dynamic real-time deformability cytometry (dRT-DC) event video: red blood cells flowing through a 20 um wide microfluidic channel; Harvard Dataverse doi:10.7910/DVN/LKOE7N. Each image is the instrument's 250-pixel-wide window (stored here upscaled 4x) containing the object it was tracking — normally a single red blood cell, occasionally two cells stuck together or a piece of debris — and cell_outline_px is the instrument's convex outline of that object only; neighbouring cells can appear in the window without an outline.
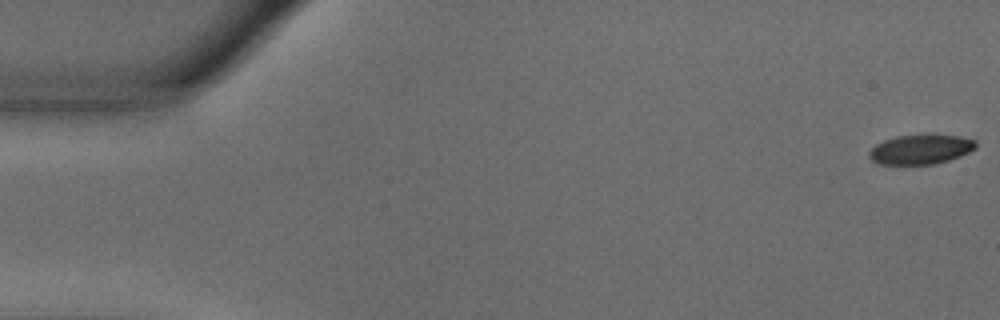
{"species": "common noctule bat (a hibernating species)", "species_latin": "Nyctalus noctula", "temperature_condition": "warm", "stored_images_in_passage": 55, "camera_frame_rate_fps": 3000, "um_per_image_px": 0.085, "animal": {"sex": "male", "body_mass_g": 18.8}, "frame": {"image": 1, "passage_image": 1, "time_ms": 0.0, "image_size_px": [1000, 320], "cell_outline_px": [[976, 148], [960, 156], [948, 160], [932, 164], [880, 164], [872, 160], [868, 156], [868, 152], [876, 144], [884, 140], [896, 136], [928, 132], [960, 136], [976, 140]], "centroid_in_image_um": [78.27, 12.65], "position_along_channel_um": 6.7, "area_um2": 18.9}}
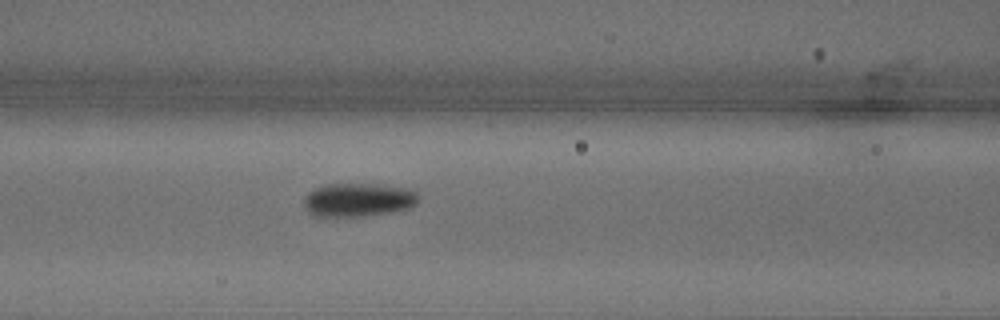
{"frame": {"image": 2, "passage_image": 23, "time_ms": 7.333, "image_size_px": [1000, 320], "cell_outline_px": [[420, 196], [416, 204], [408, 208], [392, 212], [364, 216], [312, 216], [304, 208], [304, 196], [312, 188], [328, 184], [376, 184], [412, 188]], "centroid_in_image_um": [30.45, 16.98], "position_along_channel_um": 136.2, "area_um2": 22.77}}
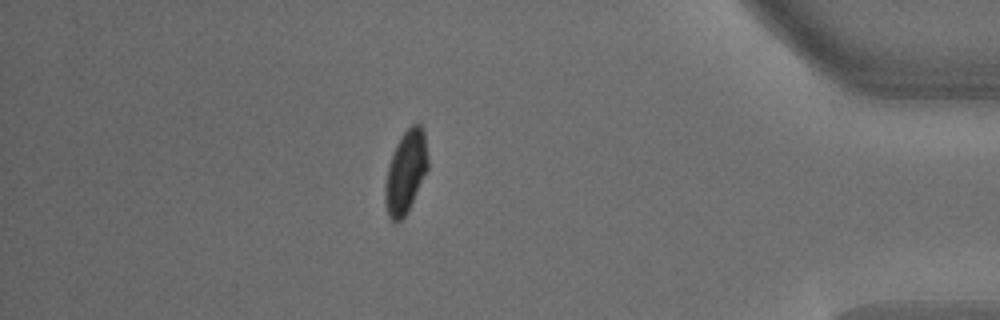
{"frame": {"image": 3, "passage_image": 48, "time_ms": 15.667, "image_size_px": [1000, 320], "cell_outline_px": [[428, 168], [404, 216], [400, 220], [392, 220], [388, 216], [384, 200], [384, 184], [388, 164], [396, 144], [400, 136], [412, 124], [420, 124], [424, 128], [428, 160]], "centroid_in_image_um": [34.46, 14.56], "position_along_channel_um": 400.7, "area_um2": 20.4}, "authors_computed_cell_mechanics": {"area_um2": 20.6924, "velocity_mm_per_s": 3.6617, "shape_relaxation_time_tau1_ms": 3.1804, "shape_relaxation_time_tau2_ms": null, "deformation_change_tau1": 0.1391, "deformation_change_tau2": null}}